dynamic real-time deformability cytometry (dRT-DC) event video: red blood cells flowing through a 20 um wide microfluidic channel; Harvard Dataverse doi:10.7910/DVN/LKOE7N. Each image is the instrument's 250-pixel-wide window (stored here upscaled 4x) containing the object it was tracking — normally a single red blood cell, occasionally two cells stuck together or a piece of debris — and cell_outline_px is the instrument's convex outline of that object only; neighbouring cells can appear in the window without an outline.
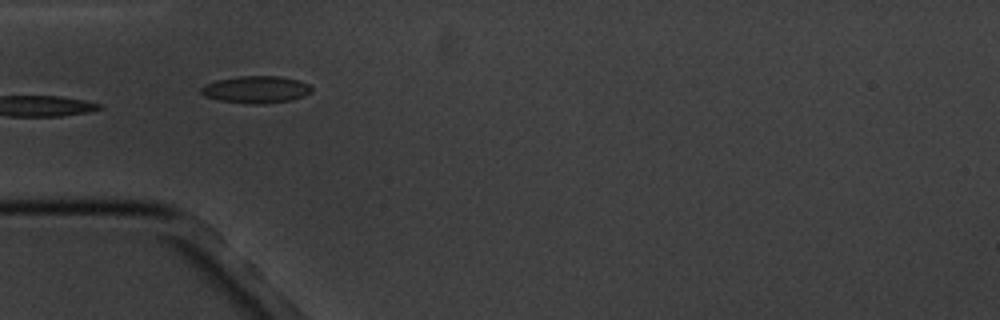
{"species": "common noctule bat (a hibernating species)", "species_latin": "Nyctalus noctula", "temperature_condition": "cold", "stored_images_in_passage": 5, "camera_frame_rate_fps": 3000, "um_per_image_px": 0.085, "animal": {"sex": "male", "body_mass_g": 20.1, "forearm_length_mm": 53.5}, "frame": {"image": 1, "passage_image": 4, "time_ms": 4.333, "image_size_px": [1000, 320], "cell_outline_px": [[312, 92], [304, 96], [292, 100], [264, 104], [256, 104], [220, 100], [204, 96], [200, 92], [200, 88], [204, 84], [216, 80], [240, 76], [280, 76], [296, 80], [308, 84], [312, 88]], "centroid_in_image_um": [21.76, 7.61], "position_along_channel_um": 63.2, "area_um2": 17.46}}
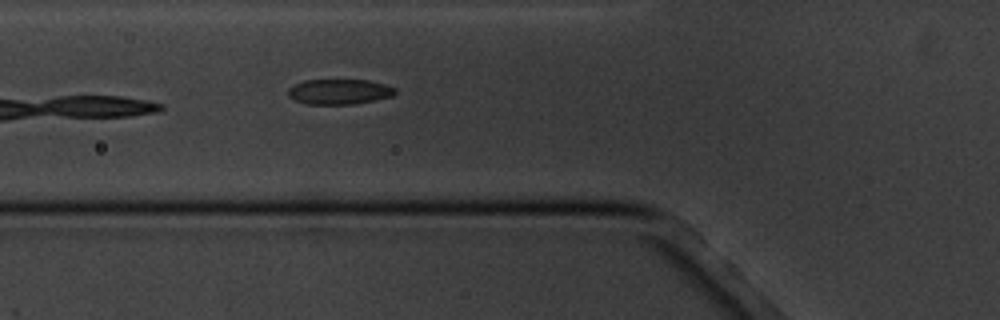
{"frame": {"image": 2, "passage_image": 5, "time_ms": 5.333, "image_size_px": [1000, 320], "cell_outline_px": [[396, 92], [392, 96], [376, 100], [356, 104], [308, 104], [292, 100], [288, 96], [288, 88], [304, 80], [368, 80], [384, 84], [396, 88]], "centroid_in_image_um": [28.83, 7.8], "position_along_channel_um": 97.0, "area_um2": 15.84}}